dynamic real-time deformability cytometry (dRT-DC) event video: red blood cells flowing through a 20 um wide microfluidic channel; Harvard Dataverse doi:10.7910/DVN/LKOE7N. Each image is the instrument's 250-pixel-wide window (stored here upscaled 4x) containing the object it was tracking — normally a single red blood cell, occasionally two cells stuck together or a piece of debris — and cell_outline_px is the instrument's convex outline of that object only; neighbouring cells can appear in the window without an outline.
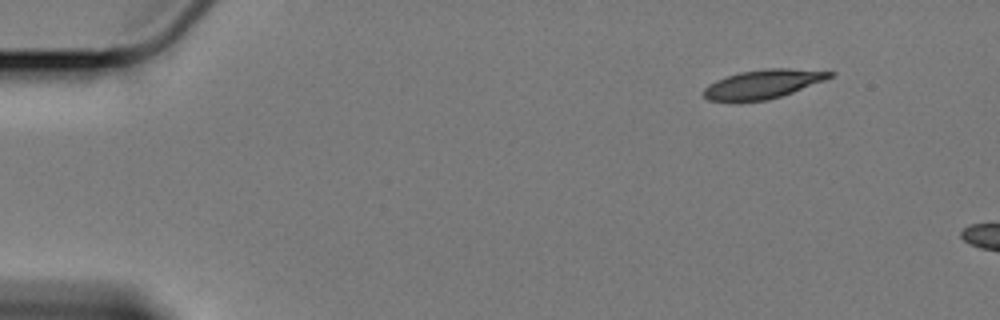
{"species": "Egyptian fruit bat (a non-hibernating species)", "species_latin": "Rousettus aegyptiacus", "temperature_condition": "cold", "stored_images_in_passage": 6, "camera_frame_rate_fps": 3000, "um_per_image_px": 0.085, "animal": {"sex": "female"}, "frame": {"image": 1, "passage_image": 1, "time_ms": 0.0, "image_size_px": [1000, 320], "cell_outline_px": [[836, 72], [832, 76], [824, 80], [792, 92], [768, 100], [708, 100], [704, 96], [704, 88], [708, 84], [716, 80], [740, 72], [764, 68], [788, 68]], "centroid_in_image_um": [64.86, 7.12], "position_along_channel_um": 20.1, "area_um2": 20.75}}